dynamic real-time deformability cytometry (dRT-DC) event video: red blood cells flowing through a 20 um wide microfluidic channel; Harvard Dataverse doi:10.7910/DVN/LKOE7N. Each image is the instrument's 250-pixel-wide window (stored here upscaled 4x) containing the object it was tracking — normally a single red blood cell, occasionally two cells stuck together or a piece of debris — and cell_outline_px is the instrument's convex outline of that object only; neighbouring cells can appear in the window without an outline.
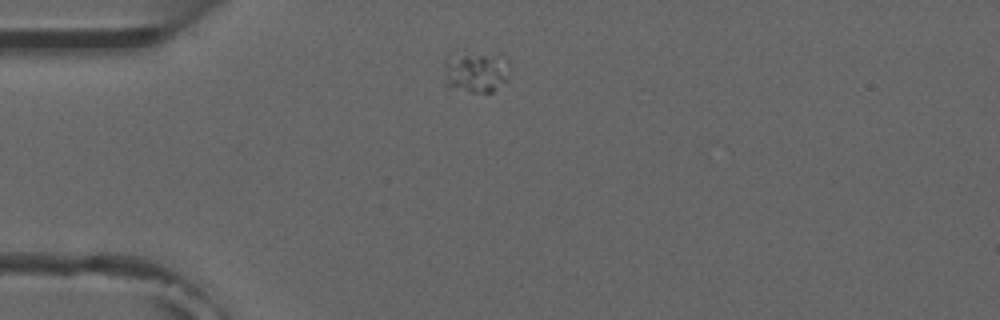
{"species": "common noctule bat (a hibernating species)", "species_latin": "Nyctalus noctula", "temperature_condition": "room temperature", "stored_images_in_passage": 3, "camera_frame_rate_fps": 3000, "um_per_image_px": 0.085, "animal": {"sex": "male", "forearm_length_mm": 52.5}, "frame": {"image": 1, "passage_image": 1, "time_ms": 0.0, "image_size_px": [1000, 320], "cell_outline_px": [[508, 76], [492, 92], [468, 92], [444, 84], [444, 72], [448, 56], [504, 56], [508, 60]], "centroid_in_image_um": [40.44, 6.18], "position_along_channel_um": 44.6, "area_um2": 14.74}}
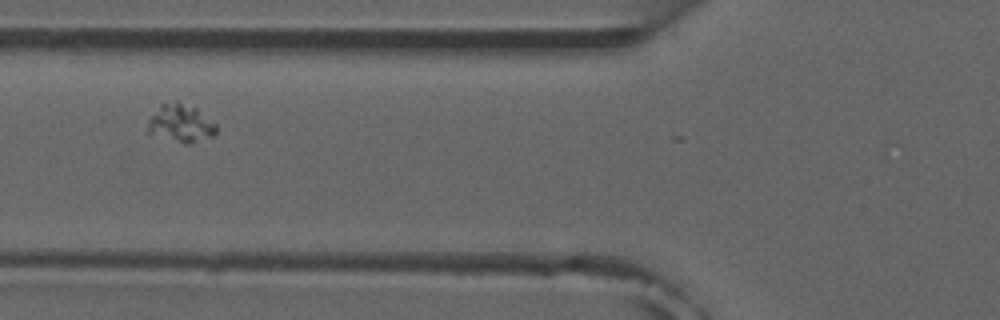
{"frame": {"image": 2, "passage_image": 3, "time_ms": 2.333, "image_size_px": [1000, 320], "cell_outline_px": [[216, 132], [212, 136], [188, 144], [184, 144], [148, 132], [148, 120], [160, 104], [176, 100], [196, 108], [216, 124]], "centroid_in_image_um": [15.36, 10.46], "position_along_channel_um": 110.4, "area_um2": 14.91}}